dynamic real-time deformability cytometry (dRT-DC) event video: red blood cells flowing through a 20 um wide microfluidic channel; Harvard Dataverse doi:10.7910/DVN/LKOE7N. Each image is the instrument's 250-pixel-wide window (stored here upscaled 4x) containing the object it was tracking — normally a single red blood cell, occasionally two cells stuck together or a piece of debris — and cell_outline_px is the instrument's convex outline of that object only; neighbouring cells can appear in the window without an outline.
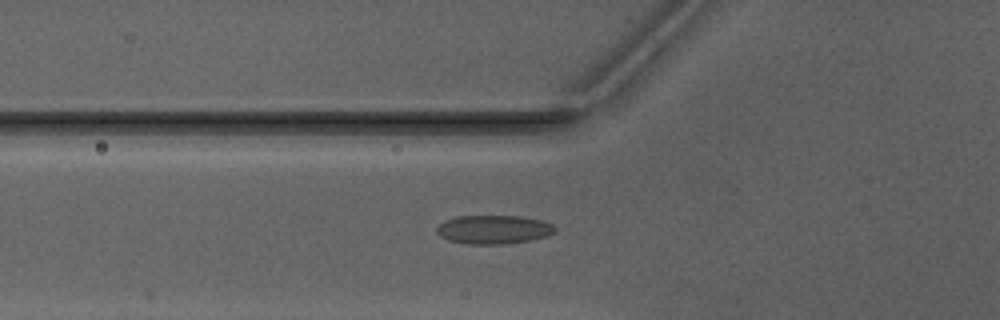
{"species": "Egyptian fruit bat (a non-hibernating species)", "species_latin": "Rousettus aegyptiacus", "temperature_condition": "warm", "stored_images_in_passage": 44, "camera_frame_rate_fps": 3000, "um_per_image_px": 0.085, "animal": {"sex": "male"}, "frame": {"image": 1, "passage_image": 13, "time_ms": 4.0, "image_size_px": [1000, 320], "cell_outline_px": [[556, 228], [548, 236], [528, 240], [504, 244], [464, 244], [448, 240], [440, 236], [436, 232], [436, 228], [444, 220], [456, 216], [520, 216], [540, 220], [552, 224]], "centroid_in_image_um": [41.9, 19.51], "position_along_channel_um": 83.9, "area_um2": 19.77}}
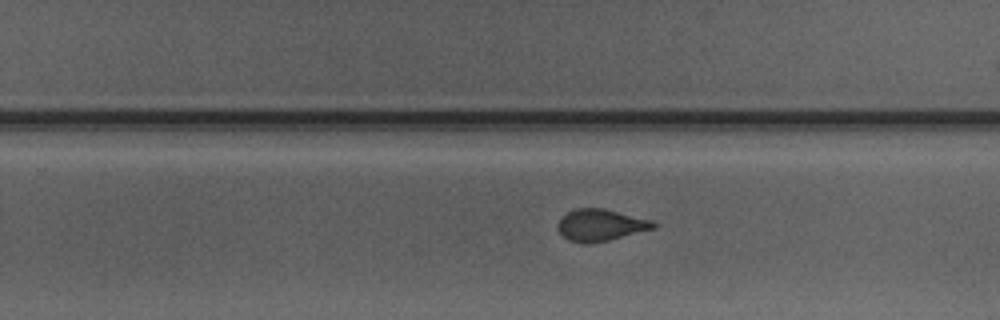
{"frame": {"image": 2, "passage_image": 27, "time_ms": 8.667, "image_size_px": [1000, 320], "cell_outline_px": [[656, 228], [592, 244], [580, 244], [568, 240], [560, 232], [560, 220], [568, 212], [576, 208], [604, 208], [652, 220], [656, 224]], "centroid_in_image_um": [51.08, 19.14], "position_along_channel_um": 278.7, "area_um2": 17.57}}
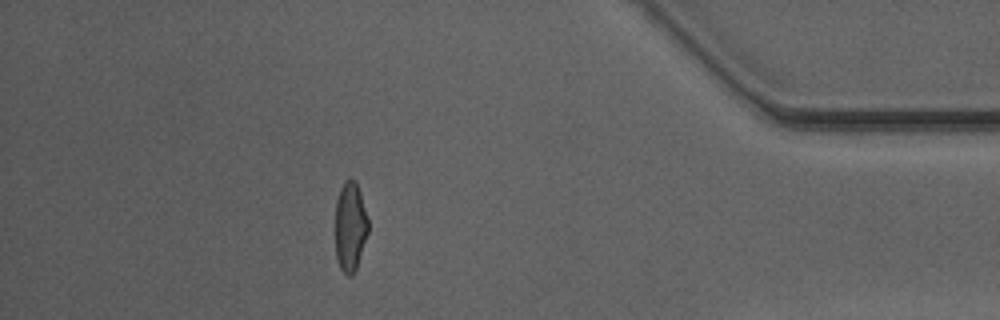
{"frame": {"image": 3, "passage_image": 39, "time_ms": 12.667, "image_size_px": [1000, 320], "cell_outline_px": [[368, 232], [356, 268], [352, 276], [348, 276], [340, 268], [336, 260], [336, 200], [340, 188], [348, 180], [356, 180], [360, 192], [368, 220]], "centroid_in_image_um": [29.76, 19.28], "position_along_channel_um": 405.4, "area_um2": 16.94}, "authors_computed_cell_mechanics": {"area_um2": 18.2648, "velocity_mm_per_s": 4.1695, "shape_relaxation_time_tau1_ms": 7.5218, "shape_relaxation_time_tau2_ms": 0.9511, "deformation_change_tau1": 0.2003, "deformation_change_tau2": 0.0601}}